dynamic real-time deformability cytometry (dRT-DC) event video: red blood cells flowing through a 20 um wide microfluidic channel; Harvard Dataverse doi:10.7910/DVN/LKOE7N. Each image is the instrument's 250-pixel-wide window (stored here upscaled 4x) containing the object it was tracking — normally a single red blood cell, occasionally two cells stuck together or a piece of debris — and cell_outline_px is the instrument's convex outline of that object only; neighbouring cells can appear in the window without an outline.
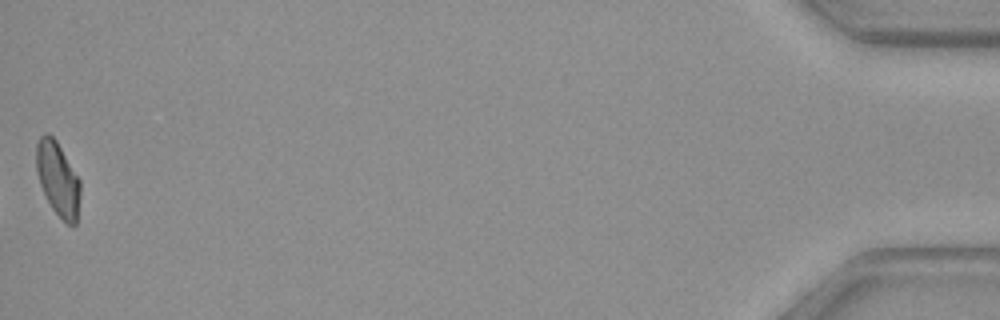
{"species": "common noctule bat (a hibernating species)", "species_latin": "Nyctalus noctula", "temperature_condition": "warm", "stored_images_in_passage": 47, "camera_frame_rate_fps": 3000, "um_per_image_px": 0.085, "animal": {"sex": "female", "body_mass_g": 29.2, "forearm_length_mm": 56.3}, "frame": {"image": 1, "passage_image": 47, "time_ms": 15.333, "image_size_px": [1000, 320], "cell_outline_px": [[80, 196], [76, 224], [72, 228], [52, 208], [40, 184], [36, 172], [36, 144], [40, 136], [44, 132], [48, 132], [56, 140], [80, 180]], "centroid_in_image_um": [4.91, 15.19], "position_along_channel_um": 430.3, "area_um2": 18.9}}